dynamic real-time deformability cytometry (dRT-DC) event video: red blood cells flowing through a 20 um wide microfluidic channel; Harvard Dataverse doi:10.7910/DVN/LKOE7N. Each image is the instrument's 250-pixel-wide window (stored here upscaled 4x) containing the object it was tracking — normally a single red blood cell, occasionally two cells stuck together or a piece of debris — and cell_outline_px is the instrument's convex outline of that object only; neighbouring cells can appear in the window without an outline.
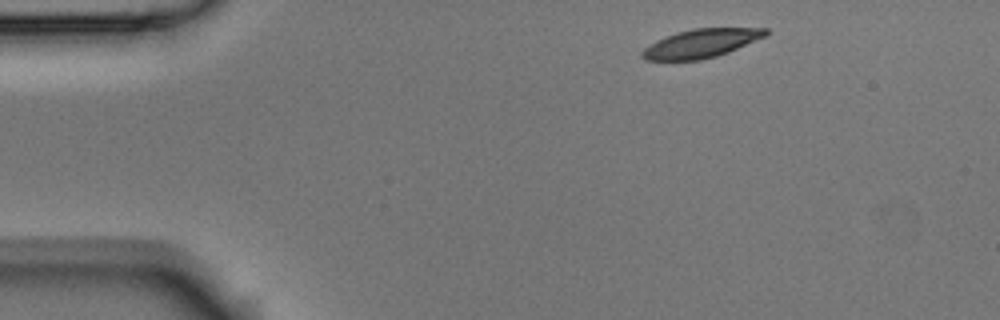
{"species": "Egyptian fruit bat (a non-hibernating species)", "species_latin": "Rousettus aegyptiacus", "temperature_condition": "room temperature", "stored_images_in_passage": 4, "camera_frame_rate_fps": 3000, "um_per_image_px": 0.085, "animal": {"sex": "male"}, "frame": {"image": 1, "passage_image": 1, "time_ms": 0.0, "image_size_px": [1000, 320], "cell_outline_px": [[768, 36], [728, 52], [716, 56], [700, 60], [644, 60], [640, 56], [640, 52], [644, 48], [656, 40], [664, 36], [676, 32], [692, 28], [768, 28]], "centroid_in_image_um": [59.58, 3.68], "position_along_channel_um": 25.4, "area_um2": 20.81}}